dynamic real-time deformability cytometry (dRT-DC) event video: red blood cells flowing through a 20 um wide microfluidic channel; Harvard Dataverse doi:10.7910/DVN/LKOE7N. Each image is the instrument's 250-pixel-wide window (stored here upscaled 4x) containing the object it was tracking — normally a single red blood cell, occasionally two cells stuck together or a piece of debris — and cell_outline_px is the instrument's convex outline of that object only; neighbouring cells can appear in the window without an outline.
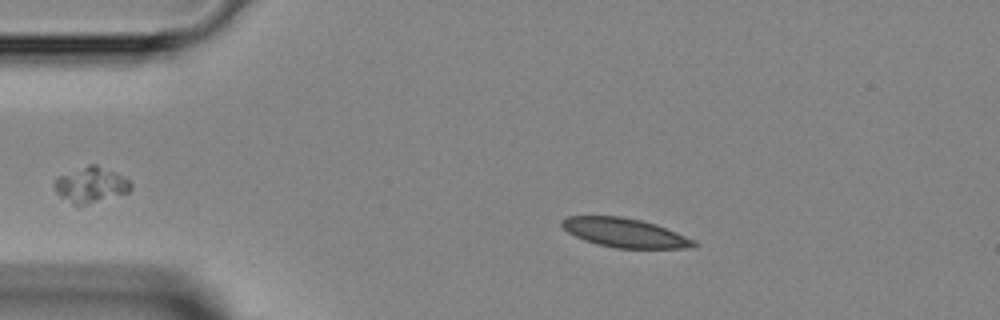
{"species": "Egyptian fruit bat (a non-hibernating species)", "species_latin": "Rousettus aegyptiacus", "temperature_condition": "room temperature", "stored_images_in_passage": 3, "camera_frame_rate_fps": 3000, "um_per_image_px": 0.085, "animal": {"sex": "female"}, "frame": {"image": 1, "passage_image": 1, "time_ms": 0.0, "image_size_px": [1000, 320], "cell_outline_px": [[700, 244], [692, 248], [616, 248], [596, 244], [584, 240], [568, 232], [560, 224], [560, 220], [568, 216], [620, 216], [640, 220], [656, 224], [696, 240]], "centroid_in_image_um": [53.13, 19.79], "position_along_channel_um": 31.9, "area_um2": 22.43}}